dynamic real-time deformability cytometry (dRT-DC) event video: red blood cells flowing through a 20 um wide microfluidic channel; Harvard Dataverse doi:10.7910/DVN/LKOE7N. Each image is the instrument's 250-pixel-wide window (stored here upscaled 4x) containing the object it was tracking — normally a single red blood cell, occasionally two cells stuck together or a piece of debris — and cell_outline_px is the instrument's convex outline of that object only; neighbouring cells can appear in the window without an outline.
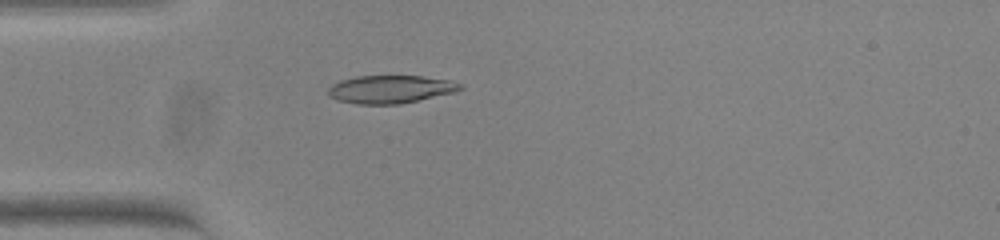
{"species": "common noctule bat (a hibernating species)", "species_latin": "Nyctalus noctula", "temperature_condition": "warm", "stored_images_in_passage": 39, "camera_frame_rate_fps": 3000, "um_per_image_px": 0.085, "animal": {"sex": "female", "body_mass_g": 23.0, "forearm_length_mm": 53.4}, "frame": {"image": 1, "passage_image": 1, "time_ms": 0.0, "image_size_px": [1000, 240], "cell_outline_px": [[464, 88], [456, 92], [400, 104], [356, 104], [336, 100], [328, 96], [328, 88], [332, 84], [340, 80], [356, 76], [420, 76], [452, 80], [460, 84]], "centroid_in_image_um": [33.17, 7.59], "position_along_channel_um": 51.8, "area_um2": 21.68}}
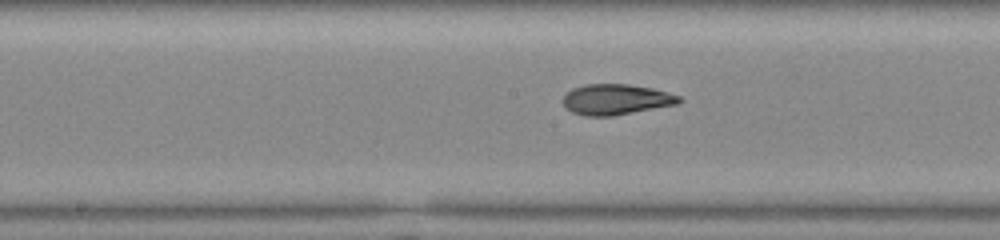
{"frame": {"image": 2, "passage_image": 13, "time_ms": 4.0, "image_size_px": [1000, 240], "cell_outline_px": [[684, 100], [676, 104], [612, 116], [584, 116], [572, 112], [564, 108], [564, 96], [572, 88], [584, 84], [628, 84], [652, 88], [668, 92], [680, 96]], "centroid_in_image_um": [52.35, 8.45], "position_along_channel_um": 195.8, "area_um2": 20.69}}
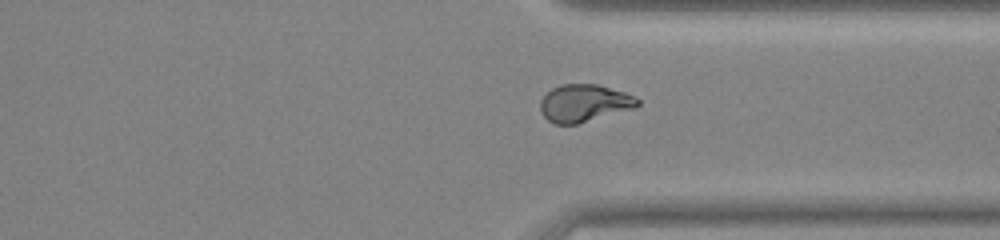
{"frame": {"image": 3, "passage_image": 26, "time_ms": 8.333, "image_size_px": [1000, 240], "cell_outline_px": [[640, 104], [636, 108], [576, 124], [556, 124], [548, 120], [540, 112], [540, 100], [552, 88], [560, 84], [596, 84], [624, 92], [640, 100]], "centroid_in_image_um": [49.65, 8.77], "position_along_channel_um": 361.8, "area_um2": 21.15}, "authors_computed_cell_mechanics": {"area_um2": 20.9814, "velocity_mm_per_s": 3.8286, "shape_relaxation_time_tau1_ms": null, "shape_relaxation_time_tau2_ms": 1.3919, "deformation_change_tau1": null, "deformation_change_tau2": 0.0528}}